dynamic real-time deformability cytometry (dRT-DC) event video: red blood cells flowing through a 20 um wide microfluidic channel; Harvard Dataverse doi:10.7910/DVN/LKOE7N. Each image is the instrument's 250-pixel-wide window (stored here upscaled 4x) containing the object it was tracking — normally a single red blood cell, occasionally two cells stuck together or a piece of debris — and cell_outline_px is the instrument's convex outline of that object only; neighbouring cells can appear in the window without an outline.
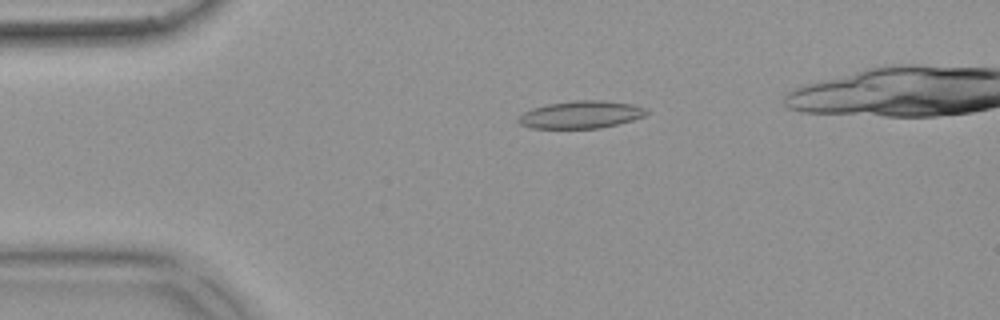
{"species": "common noctule bat (a hibernating species)", "species_latin": "Nyctalus noctula", "temperature_condition": "warm", "stored_images_in_passage": 47, "camera_frame_rate_fps": 3000, "um_per_image_px": 0.085, "animal": {"sex": "female", "body_mass_g": 18.4}, "frame": {"image": 1, "passage_image": 11, "time_ms": 3.333, "image_size_px": [1000, 320], "cell_outline_px": [[648, 112], [644, 116], [632, 120], [600, 128], [532, 128], [520, 124], [516, 120], [524, 112], [532, 108], [548, 104], [572, 100], [604, 100], [632, 104], [644, 108]], "centroid_in_image_um": [49.36, 9.73], "position_along_channel_um": 35.6, "area_um2": 20.4}}
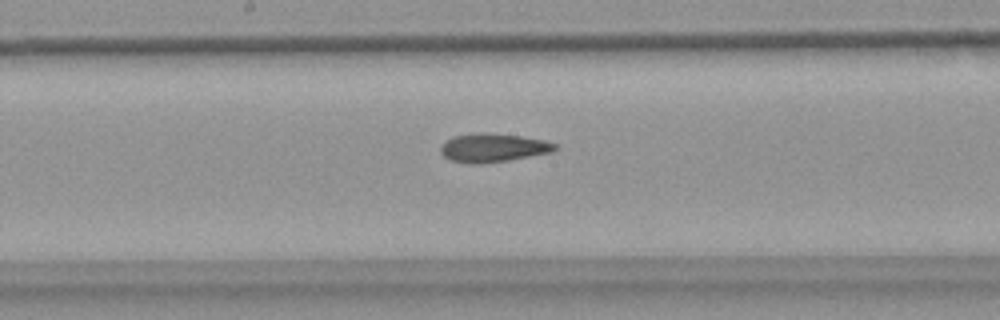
{"frame": {"image": 2, "passage_image": 27, "time_ms": 8.667, "image_size_px": [1000, 320], "cell_outline_px": [[560, 148], [552, 152], [508, 160], [480, 164], [468, 164], [448, 160], [440, 152], [440, 148], [452, 136], [480, 132], [520, 136], [544, 140], [556, 144]], "centroid_in_image_um": [41.91, 12.57], "position_along_channel_um": 206.3, "area_um2": 19.07}}
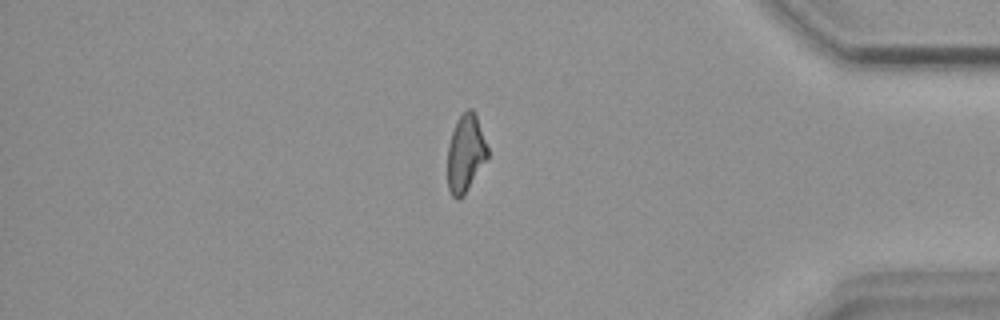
{"frame": {"image": 3, "passage_image": 44, "time_ms": 14.333, "image_size_px": [1000, 320], "cell_outline_px": [[488, 156], [464, 196], [460, 200], [456, 200], [452, 196], [448, 188], [448, 144], [452, 132], [460, 116], [468, 108], [472, 108], [476, 116], [488, 148]], "centroid_in_image_um": [39.56, 13.08], "position_along_channel_um": 395.6, "area_um2": 17.86}}